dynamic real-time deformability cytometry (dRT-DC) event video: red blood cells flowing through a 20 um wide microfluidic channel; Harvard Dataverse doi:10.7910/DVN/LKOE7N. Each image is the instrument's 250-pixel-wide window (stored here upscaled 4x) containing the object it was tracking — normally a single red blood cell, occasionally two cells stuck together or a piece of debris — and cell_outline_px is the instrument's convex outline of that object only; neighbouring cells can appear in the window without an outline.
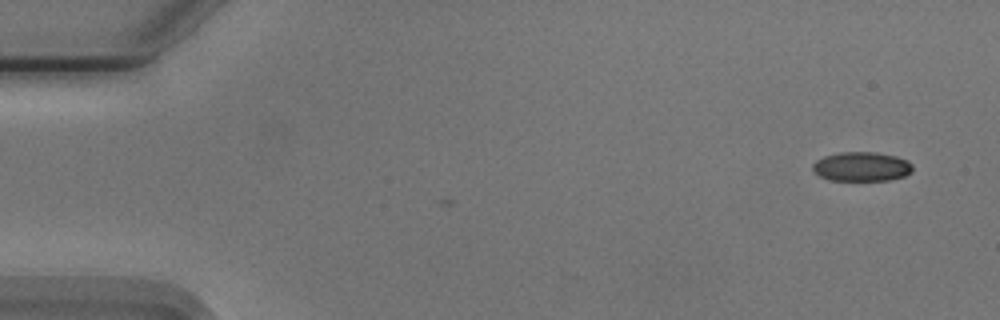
{"species": "Egyptian fruit bat (a non-hibernating species)", "species_latin": "Rousettus aegyptiacus", "temperature_condition": "cold", "stored_images_in_passage": 4, "camera_frame_rate_fps": 3000, "um_per_image_px": 0.085, "animal": {"sex": "male"}, "frame": {"image": 1, "passage_image": 1, "time_ms": 0.0, "image_size_px": [1000, 320], "cell_outline_px": [[912, 172], [904, 176], [888, 180], [828, 180], [820, 176], [812, 168], [812, 164], [816, 160], [824, 156], [840, 152], [876, 152], [896, 156], [908, 160], [912, 164]], "centroid_in_image_um": [73.24, 14.15], "position_along_channel_um": 11.8, "area_um2": 17.11}}